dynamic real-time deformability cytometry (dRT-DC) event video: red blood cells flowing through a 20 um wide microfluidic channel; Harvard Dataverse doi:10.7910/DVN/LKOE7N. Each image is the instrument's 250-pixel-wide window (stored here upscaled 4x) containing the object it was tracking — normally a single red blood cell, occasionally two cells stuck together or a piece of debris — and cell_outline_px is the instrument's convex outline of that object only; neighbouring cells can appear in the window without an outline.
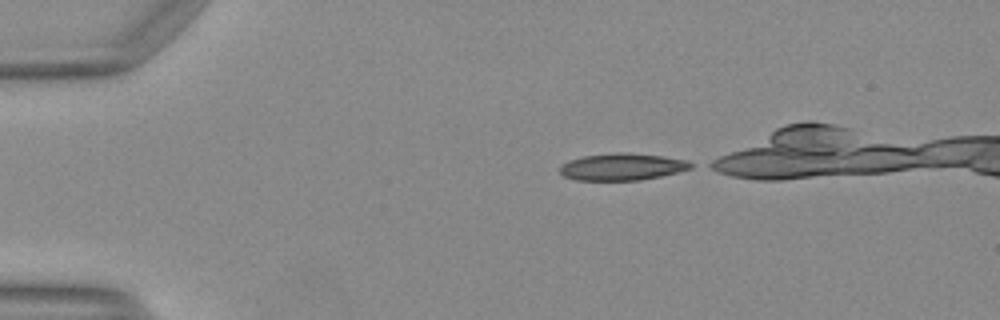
{"species": "Egyptian fruit bat (a non-hibernating species)", "species_latin": "Rousettus aegyptiacus", "temperature_condition": "warm", "stored_images_in_passage": 32, "camera_frame_rate_fps": 3000, "um_per_image_px": 0.085, "animal": {"sex": "female"}, "frame": {"image": 1, "passage_image": 1, "time_ms": 0.0, "image_size_px": [1000, 320], "cell_outline_px": [[696, 164], [692, 168], [660, 176], [640, 180], [576, 180], [564, 176], [560, 172], [560, 164], [568, 160], [584, 156], [616, 152], [624, 152], [660, 156], [688, 160]], "centroid_in_image_um": [52.88, 14.17], "position_along_channel_um": 32.1, "area_um2": 20.58}}
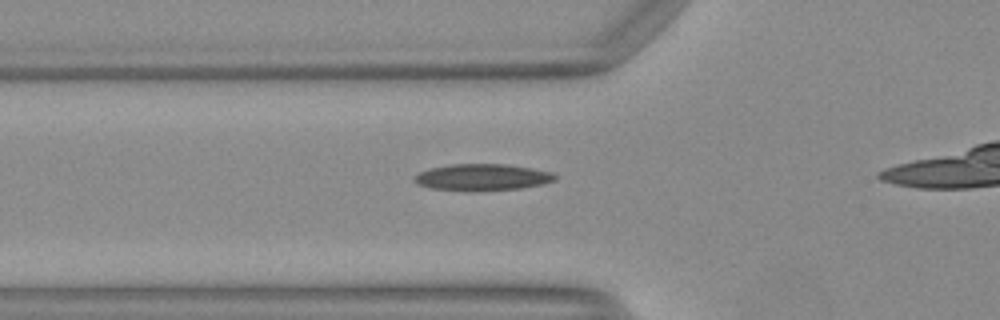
{"frame": {"image": 2, "passage_image": 9, "time_ms": 2.667, "image_size_px": [1000, 320], "cell_outline_px": [[556, 180], [544, 184], [520, 188], [428, 188], [416, 184], [412, 180], [412, 176], [428, 168], [448, 164], [508, 164], [532, 168], [552, 172], [556, 176]], "centroid_in_image_um": [40.98, 15.01], "position_along_channel_um": 84.8, "area_um2": 21.04}}
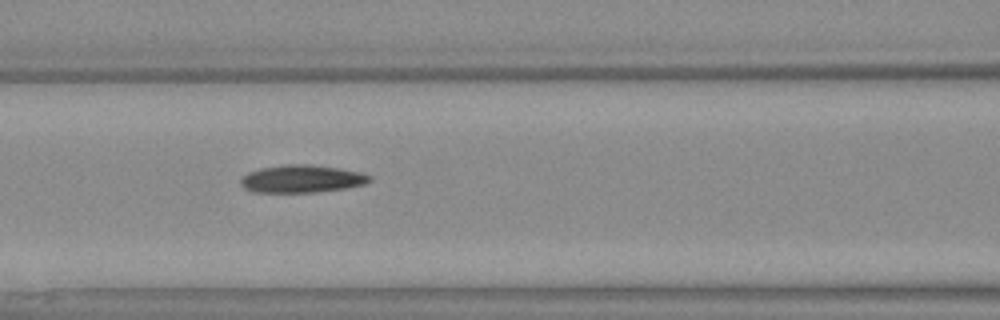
{"frame": {"image": 3, "passage_image": 13, "time_ms": 4.0, "image_size_px": [1000, 320], "cell_outline_px": [[372, 180], [364, 184], [344, 188], [316, 192], [252, 192], [244, 188], [240, 184], [240, 180], [248, 172], [260, 168], [288, 164], [308, 164], [340, 168], [360, 172], [372, 176]], "centroid_in_image_um": [25.65, 15.2], "position_along_channel_um": 141.0, "area_um2": 20.75}}